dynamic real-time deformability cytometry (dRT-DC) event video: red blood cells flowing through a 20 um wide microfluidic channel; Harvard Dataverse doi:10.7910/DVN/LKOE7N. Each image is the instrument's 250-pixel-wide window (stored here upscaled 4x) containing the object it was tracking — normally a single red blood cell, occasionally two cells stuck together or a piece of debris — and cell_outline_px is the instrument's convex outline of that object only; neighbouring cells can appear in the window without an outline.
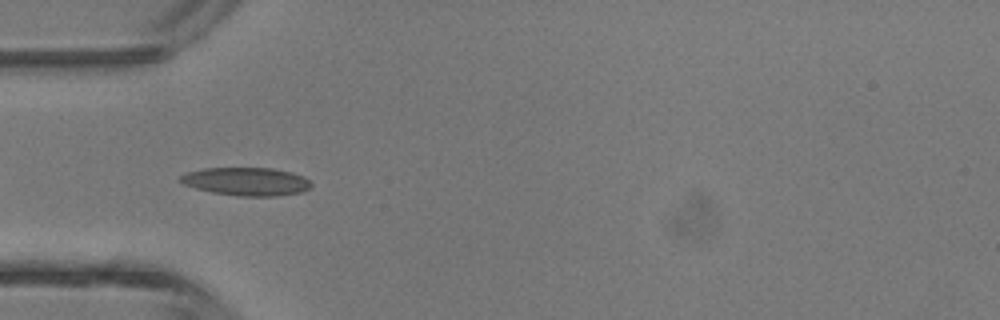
{"species": "common noctule bat (a hibernating species)", "species_latin": "Nyctalus noctula", "temperature_condition": "room temperature", "stored_images_in_passage": 3, "camera_frame_rate_fps": 3000, "um_per_image_px": 0.085, "animal": {"sex": "male", "body_mass_g": 13.3}, "frame": {"image": 1, "passage_image": 3, "time_ms": 2.333, "image_size_px": [1000, 320], "cell_outline_px": [[312, 188], [304, 192], [280, 196], [240, 196], [212, 192], [196, 188], [184, 184], [176, 180], [180, 176], [188, 172], [204, 168], [272, 168], [292, 172], [304, 176], [312, 184]], "centroid_in_image_um": [20.99, 15.43], "position_along_channel_um": 64.0, "area_um2": 21.68}}